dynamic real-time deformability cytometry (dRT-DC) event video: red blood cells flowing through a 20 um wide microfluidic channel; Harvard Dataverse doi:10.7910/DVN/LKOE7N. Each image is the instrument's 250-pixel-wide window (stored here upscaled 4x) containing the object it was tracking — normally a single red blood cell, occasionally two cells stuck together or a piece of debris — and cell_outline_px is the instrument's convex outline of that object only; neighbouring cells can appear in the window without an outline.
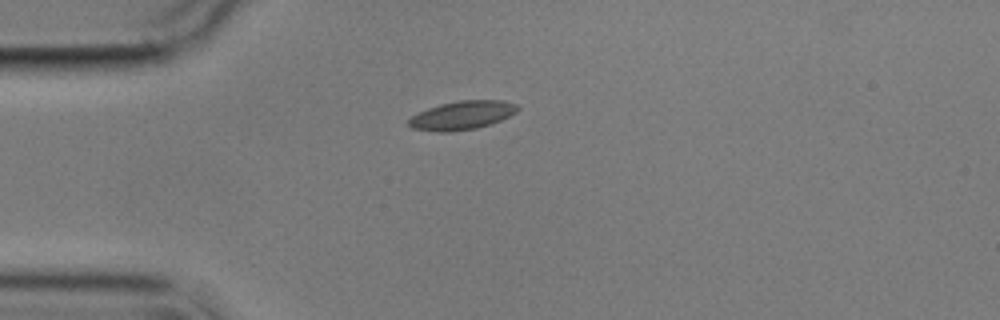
{"species": "common noctule bat (a hibernating species)", "species_latin": "Nyctalus noctula", "temperature_condition": "cold", "stored_images_in_passage": 3, "camera_frame_rate_fps": 3000, "um_per_image_px": 0.085, "animal": {"sex": "male", "body_mass_g": 17.9}, "frame": {"image": 1, "passage_image": 1, "time_ms": 0.0, "image_size_px": [1000, 320], "cell_outline_px": [[520, 108], [516, 112], [500, 120], [476, 128], [448, 132], [436, 132], [412, 128], [408, 124], [408, 120], [412, 116], [428, 108], [440, 104], [460, 100], [500, 100], [516, 104]], "centroid_in_image_um": [39.26, 9.8], "position_along_channel_um": 45.7, "area_um2": 17.98}}